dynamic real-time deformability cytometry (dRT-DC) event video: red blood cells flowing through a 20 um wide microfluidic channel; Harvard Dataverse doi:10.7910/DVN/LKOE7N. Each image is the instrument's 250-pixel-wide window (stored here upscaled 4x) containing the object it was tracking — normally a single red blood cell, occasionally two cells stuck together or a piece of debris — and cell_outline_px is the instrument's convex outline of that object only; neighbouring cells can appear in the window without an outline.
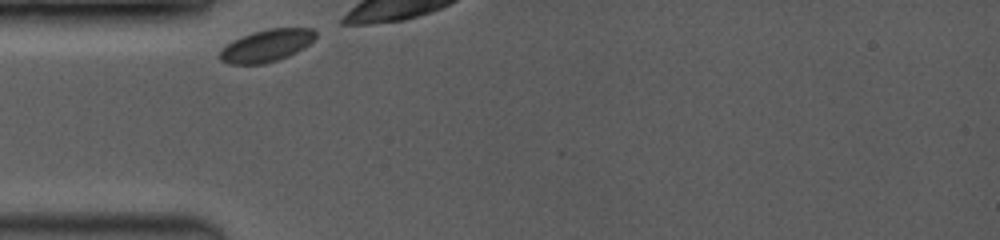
{"species": "common noctule bat (a hibernating species)", "species_latin": "Nyctalus noctula", "temperature_condition": "room temperature", "stored_images_in_passage": 23, "camera_frame_rate_fps": 3500, "um_per_image_px": 0.085, "animal": {"sex": "female", "body_mass_g": 19.0, "forearm_length_mm": 53.3}, "frame": {"image": 1, "passage_image": 1, "time_ms": 0.0, "image_size_px": [1000, 240], "cell_outline_px": [[316, 36], [304, 48], [288, 56], [264, 64], [228, 64], [220, 60], [220, 52], [228, 44], [252, 32], [268, 28], [312, 28], [316, 32]], "centroid_in_image_um": [22.68, 3.88], "position_along_channel_um": 62.3, "area_um2": 17.69}}
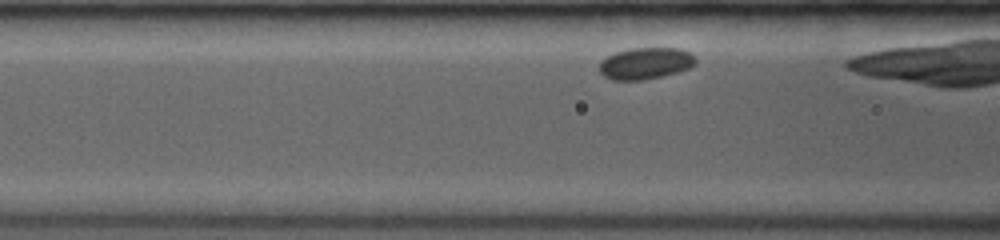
{"frame": {"image": 2, "passage_image": 9, "time_ms": 1.429, "image_size_px": [1000, 240], "cell_outline_px": [[696, 64], [688, 68], [676, 72], [644, 80], [612, 80], [604, 76], [600, 72], [600, 60], [616, 52], [632, 48], [680, 48], [696, 56]], "centroid_in_image_um": [54.87, 5.38], "position_along_channel_um": 111.7, "area_um2": 17.69}}
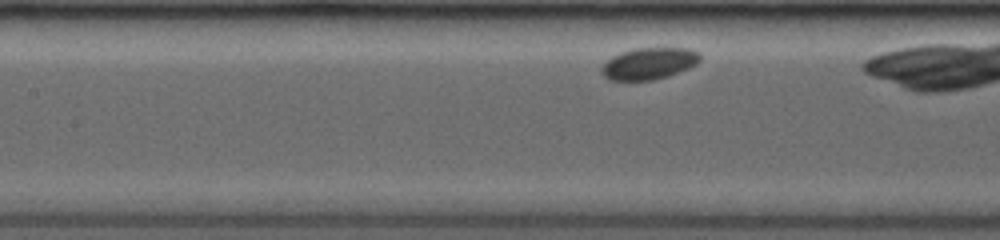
{"frame": {"image": 3, "passage_image": 16, "time_ms": 2.571, "image_size_px": [1000, 240], "cell_outline_px": [[700, 60], [696, 64], [688, 68], [668, 76], [652, 80], [608, 80], [600, 72], [600, 68], [612, 56], [620, 52], [632, 48], [688, 48], [700, 52]], "centroid_in_image_um": [55.15, 5.39], "position_along_channel_um": 152.3, "area_um2": 18.26}}